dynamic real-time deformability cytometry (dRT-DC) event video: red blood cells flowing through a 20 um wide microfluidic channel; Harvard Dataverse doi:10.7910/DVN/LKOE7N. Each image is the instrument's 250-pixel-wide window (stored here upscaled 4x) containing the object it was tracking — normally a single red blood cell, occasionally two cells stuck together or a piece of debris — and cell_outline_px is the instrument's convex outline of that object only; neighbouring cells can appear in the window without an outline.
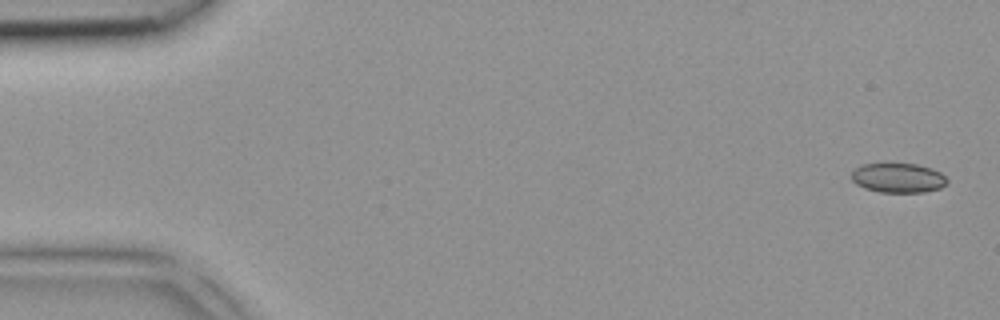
{"species": "common noctule bat (a hibernating species)", "species_latin": "Nyctalus noctula", "temperature_condition": "room temperature", "stored_images_in_passage": 5, "camera_frame_rate_fps": 3000, "um_per_image_px": 0.085, "animal": {"sex": "female", "body_mass_g": 18.4}, "frame": {"image": 1, "passage_image": 1, "time_ms": 0.0, "image_size_px": [1000, 320], "cell_outline_px": [[948, 184], [940, 188], [924, 192], [880, 192], [864, 188], [856, 184], [852, 180], [852, 172], [856, 168], [864, 164], [888, 160], [916, 164], [932, 168], [940, 172], [948, 180]], "centroid_in_image_um": [76.33, 15.07], "position_along_channel_um": 8.7, "area_um2": 17.17}}